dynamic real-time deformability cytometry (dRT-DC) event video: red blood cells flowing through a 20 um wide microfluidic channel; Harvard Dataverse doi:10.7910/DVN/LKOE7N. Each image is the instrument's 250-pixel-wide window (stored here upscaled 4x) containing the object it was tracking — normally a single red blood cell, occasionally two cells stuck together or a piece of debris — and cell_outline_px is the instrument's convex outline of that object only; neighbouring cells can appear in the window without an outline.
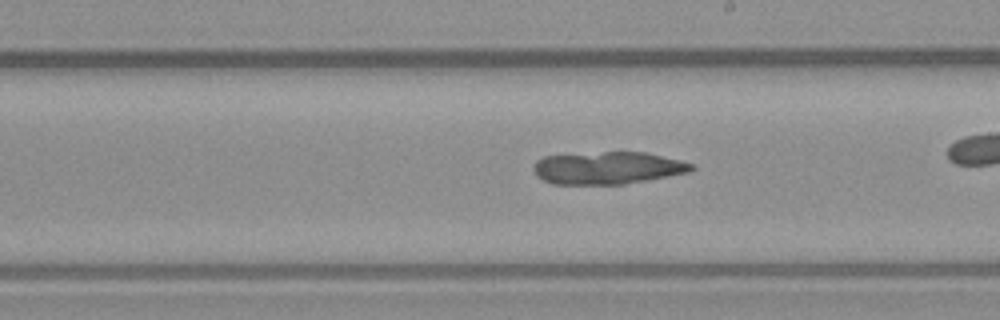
{"species": "common noctule bat (a hibernating species)", "species_latin": "Nyctalus noctula", "temperature_condition": "warm", "stored_images_in_passage": 43, "camera_frame_rate_fps": 3000, "um_per_image_px": 0.085, "animal": {"sex": "male", "body_mass_g": 23.1, "forearm_length_mm": 52.7}, "frame": {"image": 1, "passage_image": 31, "time_ms": 10.0, "image_size_px": [1000, 320], "cell_outline_px": [[696, 168], [688, 172], [648, 180], [624, 184], [552, 184], [536, 176], [532, 168], [536, 160], [544, 156], [604, 152], [644, 152], [680, 160], [692, 164]], "centroid_in_image_um": [51.63, 14.28], "position_along_channel_um": 237.4, "area_um2": 29.77}}